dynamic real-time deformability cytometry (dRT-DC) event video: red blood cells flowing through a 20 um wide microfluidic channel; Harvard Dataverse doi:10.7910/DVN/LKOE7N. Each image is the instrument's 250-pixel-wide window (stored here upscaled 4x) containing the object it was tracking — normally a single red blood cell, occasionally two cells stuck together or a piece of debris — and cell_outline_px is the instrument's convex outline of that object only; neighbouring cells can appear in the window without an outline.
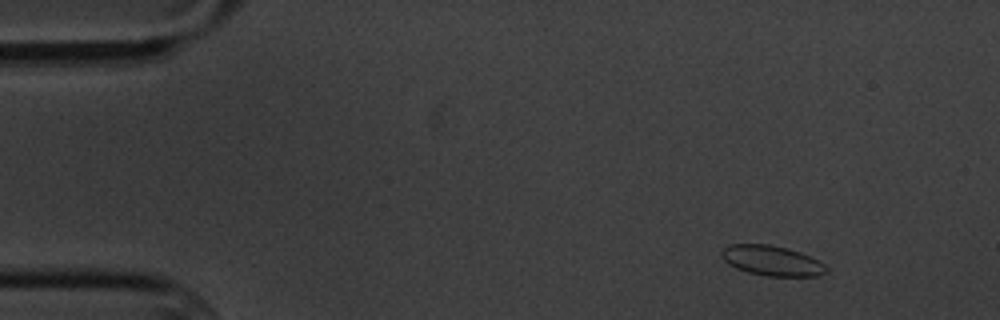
{"species": "common noctule bat (a hibernating species)", "species_latin": "Nyctalus noctula", "temperature_condition": "cold", "stored_images_in_passage": 6, "camera_frame_rate_fps": 3000, "um_per_image_px": 0.085, "animal": {"sex": "male", "body_mass_g": 20.1, "forearm_length_mm": 53.5}, "frame": {"image": 1, "passage_image": 1, "time_ms": 0.0, "image_size_px": [1000, 320], "cell_outline_px": [[828, 272], [820, 276], [764, 276], [748, 272], [736, 268], [728, 264], [720, 256], [720, 252], [728, 244], [768, 244], [800, 252], [824, 264], [828, 268]], "centroid_in_image_um": [65.58, 22.16], "position_along_channel_um": 19.4, "area_um2": 18.38}}
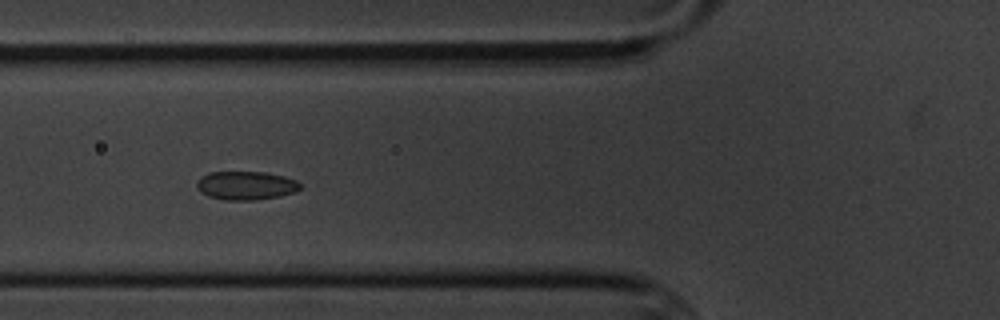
{"frame": {"image": 2, "passage_image": 5, "time_ms": 5.0, "image_size_px": [1000, 320], "cell_outline_px": [[300, 188], [296, 192], [280, 196], [256, 200], [224, 200], [208, 196], [200, 192], [196, 188], [196, 180], [200, 176], [208, 172], [264, 172], [284, 176], [296, 180], [300, 184]], "centroid_in_image_um": [20.86, 15.77], "position_along_channel_um": 104.9, "area_um2": 17.46}}
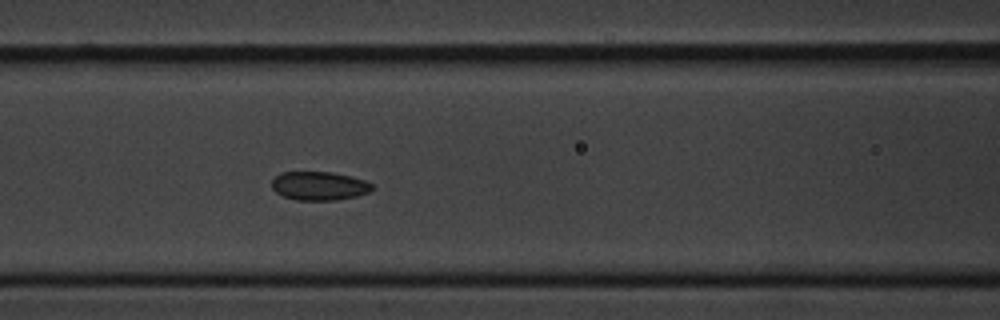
{"frame": {"image": 3, "passage_image": 6, "time_ms": 6.0, "image_size_px": [1000, 320], "cell_outline_px": [[376, 188], [372, 192], [356, 196], [336, 200], [296, 200], [284, 196], [276, 192], [272, 188], [272, 180], [280, 172], [332, 172], [352, 176], [364, 180], [372, 184]], "centroid_in_image_um": [27.18, 15.8], "position_along_channel_um": 139.4, "area_um2": 16.94}}